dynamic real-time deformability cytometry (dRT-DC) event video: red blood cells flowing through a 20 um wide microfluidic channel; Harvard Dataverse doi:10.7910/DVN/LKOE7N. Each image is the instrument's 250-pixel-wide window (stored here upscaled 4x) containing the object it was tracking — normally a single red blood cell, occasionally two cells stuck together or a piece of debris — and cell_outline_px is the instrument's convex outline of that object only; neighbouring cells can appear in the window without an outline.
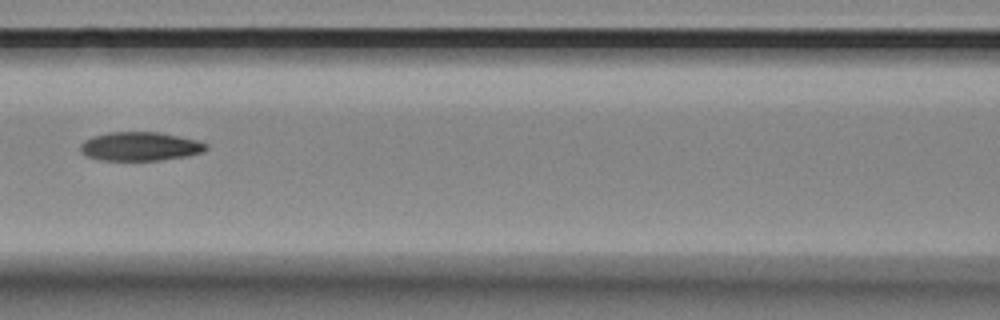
{"species": "Egyptian fruit bat (a non-hibernating species)", "species_latin": "Rousettus aegyptiacus", "temperature_condition": "room temperature", "stored_images_in_passage": 7, "camera_frame_rate_fps": 3000, "um_per_image_px": 0.085, "animal": {"sex": "female"}, "frame": {"image": 1, "passage_image": 7, "time_ms": 2.0, "image_size_px": [1000, 320], "cell_outline_px": [[208, 148], [204, 152], [188, 156], [160, 160], [104, 160], [88, 156], [80, 152], [80, 144], [84, 140], [92, 136], [108, 132], [160, 132], [196, 140], [208, 144]], "centroid_in_image_um": [11.92, 12.44], "position_along_channel_um": 154.7, "area_um2": 21.15}}